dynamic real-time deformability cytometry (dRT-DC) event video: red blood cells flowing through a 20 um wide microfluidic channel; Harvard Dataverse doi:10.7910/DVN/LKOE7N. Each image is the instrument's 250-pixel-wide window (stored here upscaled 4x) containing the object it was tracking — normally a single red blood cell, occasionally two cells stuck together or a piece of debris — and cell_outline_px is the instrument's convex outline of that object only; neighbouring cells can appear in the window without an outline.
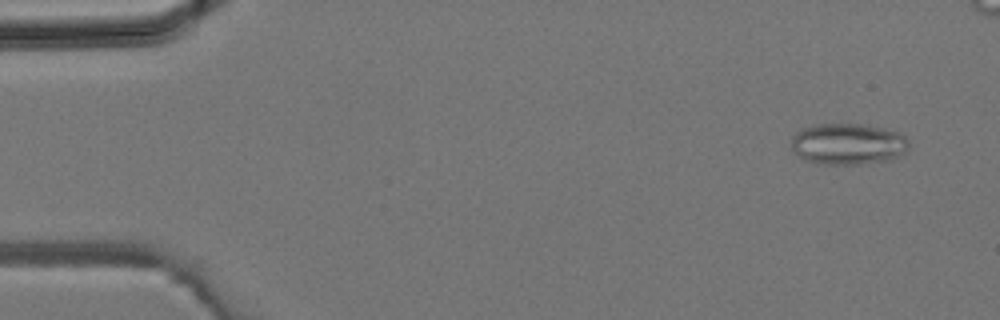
{"species": "common noctule bat (a hibernating species)", "species_latin": "Nyctalus noctula", "temperature_condition": "room temperature", "stored_images_in_passage": 39, "camera_frame_rate_fps": 3000, "um_per_image_px": 0.085, "animal": {"sex": "male", "body_mass_g": 19.2, "forearm_length_mm": 51.8}, "frame": {"image": 1, "passage_image": 3, "time_ms": 0.667, "image_size_px": [1000, 320], "cell_outline_px": [[908, 148], [904, 152], [888, 160], [856, 164], [824, 164], [808, 160], [800, 156], [792, 148], [792, 136], [796, 132], [804, 128], [816, 124], [868, 124], [900, 132], [908, 140]], "centroid_in_image_um": [72.1, 12.21], "position_along_channel_um": 12.9, "area_um2": 28.03}}
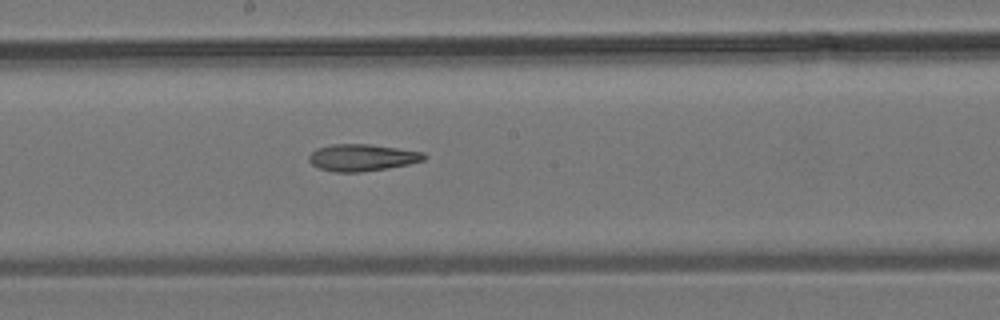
{"frame": {"image": 2, "passage_image": 21, "time_ms": 6.667, "image_size_px": [1000, 320], "cell_outline_px": [[428, 156], [424, 160], [408, 164], [388, 168], [360, 172], [332, 172], [320, 168], [312, 164], [308, 160], [308, 156], [316, 148], [332, 144], [368, 144], [424, 152]], "centroid_in_image_um": [30.77, 13.39], "position_along_channel_um": 217.4, "area_um2": 18.03}}
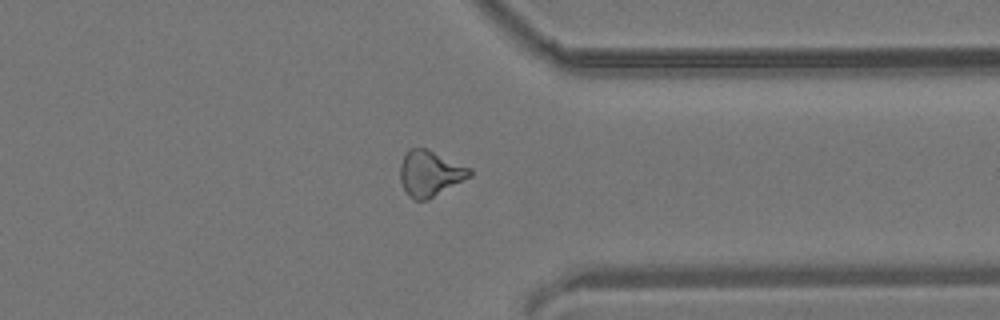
{"frame": {"image": 3, "passage_image": 30, "time_ms": 9.667, "image_size_px": [1000, 320], "cell_outline_px": [[472, 176], [428, 200], [416, 200], [408, 196], [400, 180], [400, 164], [408, 148], [428, 148], [472, 168]], "centroid_in_image_um": [36.57, 14.73], "position_along_channel_um": 374.8, "area_um2": 18.79}}